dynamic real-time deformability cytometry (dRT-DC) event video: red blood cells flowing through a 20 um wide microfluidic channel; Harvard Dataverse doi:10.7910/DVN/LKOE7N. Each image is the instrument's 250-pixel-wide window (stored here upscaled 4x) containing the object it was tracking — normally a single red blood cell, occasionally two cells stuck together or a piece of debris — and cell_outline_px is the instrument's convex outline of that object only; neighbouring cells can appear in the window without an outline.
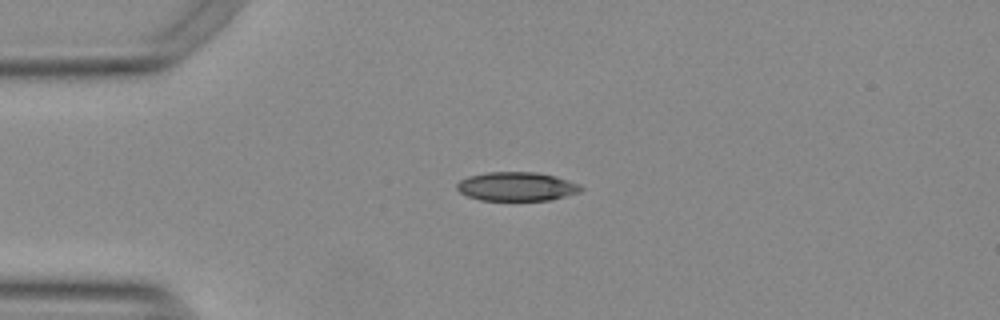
{"species": "Egyptian fruit bat (a non-hibernating species)", "species_latin": "Rousettus aegyptiacus", "temperature_condition": "warm", "stored_images_in_passage": 26, "camera_frame_rate_fps": 3000, "um_per_image_px": 0.085, "animal": {"sex": "female"}, "frame": {"image": 1, "passage_image": 1, "time_ms": 0.0, "image_size_px": [1000, 320], "cell_outline_px": [[584, 188], [580, 192], [552, 200], [480, 200], [468, 196], [460, 192], [456, 188], [456, 184], [460, 180], [468, 176], [488, 172], [536, 172], [552, 176], [580, 184]], "centroid_in_image_um": [43.91, 15.86], "position_along_channel_um": 41.1, "area_um2": 20.81}}
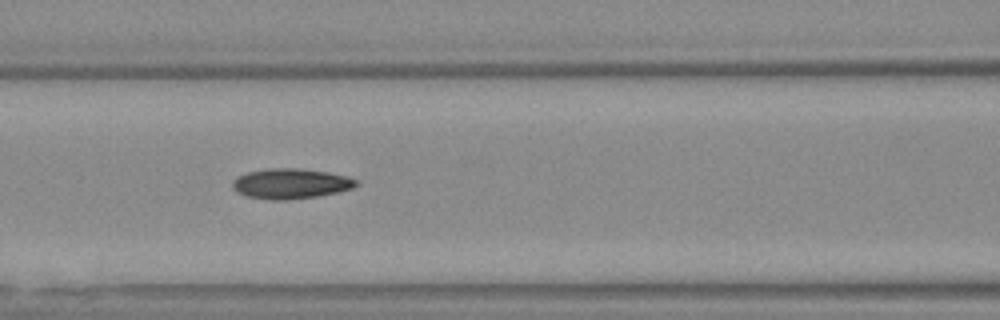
{"frame": {"image": 2, "passage_image": 11, "time_ms": 3.333, "image_size_px": [1000, 320], "cell_outline_px": [[360, 184], [352, 188], [336, 192], [316, 196], [288, 200], [268, 200], [248, 196], [232, 188], [232, 180], [236, 176], [248, 172], [268, 168], [300, 168], [328, 172], [348, 176], [360, 180]], "centroid_in_image_um": [24.73, 15.6], "position_along_channel_um": 141.9, "area_um2": 21.91}}
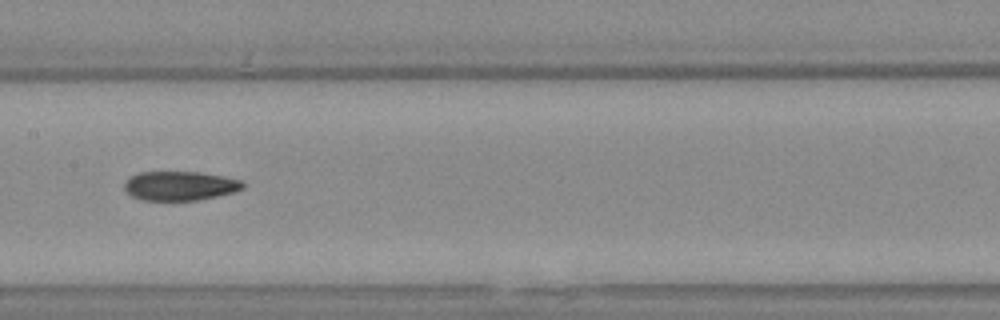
{"frame": {"image": 3, "passage_image": 15, "time_ms": 4.667, "image_size_px": [1000, 320], "cell_outline_px": [[244, 188], [232, 192], [200, 200], [140, 200], [132, 196], [124, 188], [124, 184], [132, 176], [140, 172], [200, 172], [240, 180], [244, 184]], "centroid_in_image_um": [15.28, 15.8], "position_along_channel_um": 192.1, "area_um2": 19.88}}